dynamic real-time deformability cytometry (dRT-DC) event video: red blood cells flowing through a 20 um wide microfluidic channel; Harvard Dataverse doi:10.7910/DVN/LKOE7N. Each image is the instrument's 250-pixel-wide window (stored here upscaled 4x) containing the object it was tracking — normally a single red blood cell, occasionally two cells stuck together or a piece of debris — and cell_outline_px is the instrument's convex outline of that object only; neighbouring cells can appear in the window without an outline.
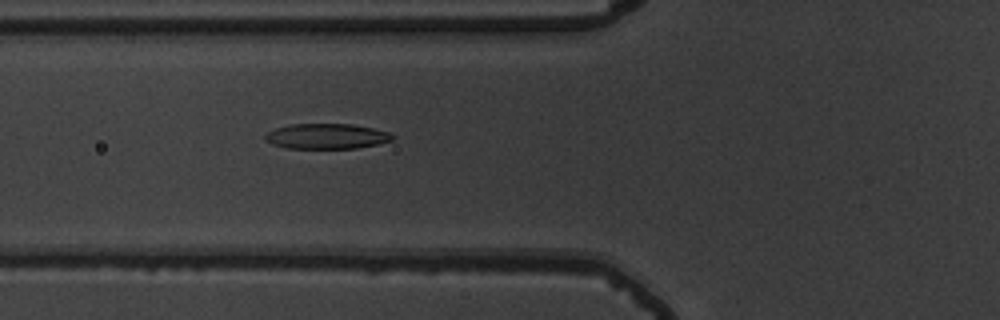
{"species": "common noctule bat (a hibernating species)", "species_latin": "Nyctalus noctula", "temperature_condition": "warm", "stored_images_in_passage": 56, "camera_frame_rate_fps": 3000, "um_per_image_px": 0.085, "animal": {"sex": "male", "body_mass_g": 19.5, "forearm_length_mm": 54.6}, "frame": {"image": 1, "passage_image": 22, "time_ms": 7.0, "image_size_px": [1000, 320], "cell_outline_px": [[396, 136], [392, 140], [376, 144], [356, 148], [284, 148], [272, 144], [264, 140], [264, 136], [268, 132], [276, 128], [288, 124], [352, 124], [372, 128], [388, 132]], "centroid_in_image_um": [27.73, 11.58], "position_along_channel_um": 98.1, "area_um2": 18.73}}
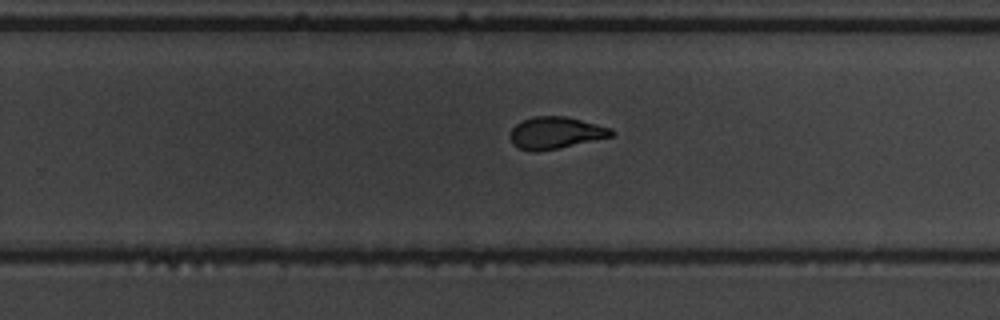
{"frame": {"image": 2, "passage_image": 37, "time_ms": 12.0, "image_size_px": [1000, 320], "cell_outline_px": [[616, 132], [612, 136], [560, 148], [536, 152], [532, 152], [520, 148], [512, 144], [508, 136], [512, 128], [516, 124], [532, 116], [568, 116], [612, 128]], "centroid_in_image_um": [47.22, 11.29], "position_along_channel_um": 282.6, "area_um2": 19.07}}
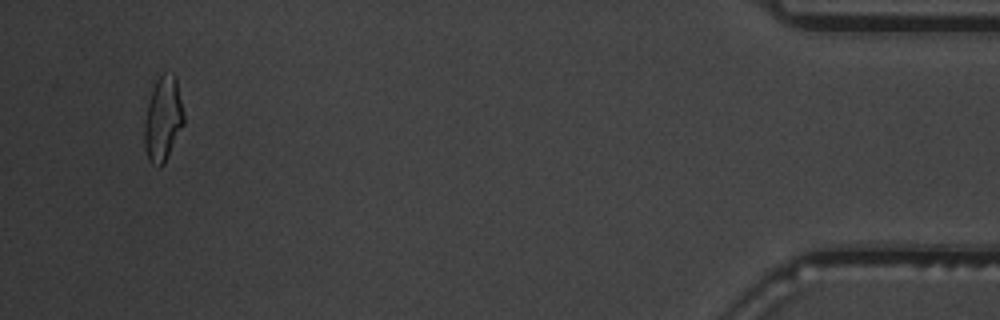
{"frame": {"image": 3, "passage_image": 54, "time_ms": 17.667, "image_size_px": [1000, 320], "cell_outline_px": [[184, 124], [164, 164], [160, 168], [156, 168], [148, 160], [144, 148], [144, 124], [148, 104], [152, 88], [156, 80], [164, 72], [172, 72], [176, 76], [184, 112]], "centroid_in_image_um": [13.86, 10.13], "position_along_channel_um": 421.3, "area_um2": 19.77}, "authors_computed_cell_mechanics": {"area_um2": 19.1896, "velocity_mm_per_s": 3.6919, "shape_relaxation_time_tau1_ms": 4.069, "shape_relaxation_time_tau2_ms": 1.6284, "deformation_change_tau1": 0.1853, "deformation_change_tau2": 0.0811}}